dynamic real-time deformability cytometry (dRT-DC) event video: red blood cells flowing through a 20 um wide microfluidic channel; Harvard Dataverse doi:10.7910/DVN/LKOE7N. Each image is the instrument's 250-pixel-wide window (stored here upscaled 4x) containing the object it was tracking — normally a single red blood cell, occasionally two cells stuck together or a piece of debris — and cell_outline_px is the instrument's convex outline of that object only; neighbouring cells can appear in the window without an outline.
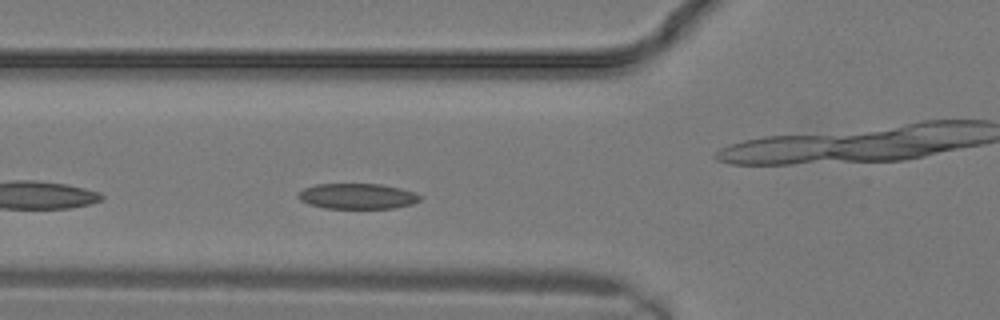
{"species": "common noctule bat (a hibernating species)", "species_latin": "Nyctalus noctula", "temperature_condition": "warm", "stored_images_in_passage": 8, "camera_frame_rate_fps": 3000, "um_per_image_px": 0.085, "animal": {"sex": "male", "body_mass_g": 19.2, "forearm_length_mm": 51.8}, "frame": {"image": 1, "passage_image": 7, "time_ms": 2.0, "image_size_px": [1000, 320], "cell_outline_px": [[420, 200], [412, 204], [396, 208], [324, 208], [308, 204], [300, 200], [296, 196], [304, 188], [316, 184], [380, 184], [400, 188], [412, 192], [420, 196]], "centroid_in_image_um": [30.34, 16.68], "position_along_channel_um": 95.5, "area_um2": 18.03}}